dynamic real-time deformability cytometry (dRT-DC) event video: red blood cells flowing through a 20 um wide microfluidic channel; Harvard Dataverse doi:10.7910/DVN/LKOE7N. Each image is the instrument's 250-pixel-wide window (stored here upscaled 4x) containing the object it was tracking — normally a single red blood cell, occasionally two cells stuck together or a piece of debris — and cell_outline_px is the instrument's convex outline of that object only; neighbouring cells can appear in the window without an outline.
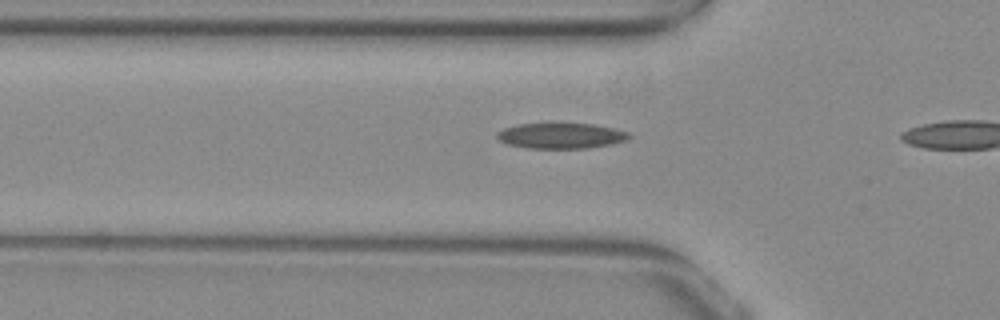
{"species": "common noctule bat (a hibernating species)", "species_latin": "Nyctalus noctula", "temperature_condition": "warm", "stored_images_in_passage": 17, "camera_frame_rate_fps": 3000, "um_per_image_px": 0.085, "animal": {"sex": "female", "body_mass_g": 29.2, "forearm_length_mm": 56.3}, "frame": {"image": 1, "passage_image": 5, "time_ms": 1.333, "image_size_px": [1000, 320], "cell_outline_px": [[632, 136], [628, 140], [612, 144], [588, 148], [528, 148], [508, 144], [500, 140], [496, 136], [496, 132], [504, 128], [520, 124], [552, 120], [556, 120], [592, 124], [612, 128], [628, 132]], "centroid_in_image_um": [47.68, 11.49], "position_along_channel_um": 78.1, "area_um2": 20.58}}
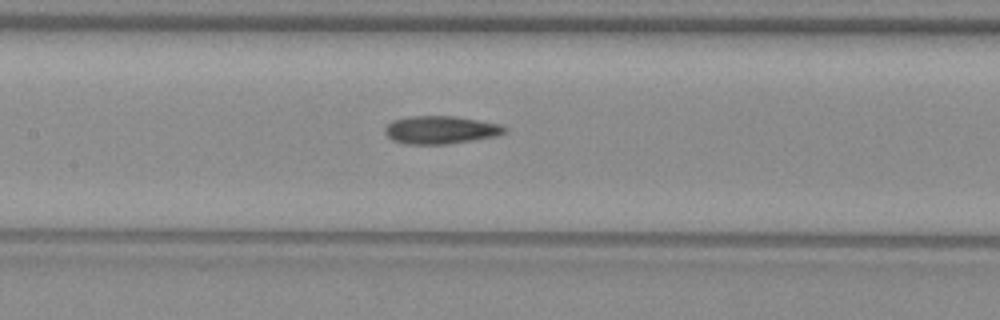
{"frame": {"image": 2, "passage_image": 12, "time_ms": 3.667, "image_size_px": [1000, 320], "cell_outline_px": [[508, 128], [504, 132], [496, 136], [448, 144], [404, 144], [392, 140], [384, 132], [384, 128], [392, 120], [412, 116], [456, 116], [500, 124]], "centroid_in_image_um": [37.43, 11.04], "position_along_channel_um": 170.0, "area_um2": 19.48}}
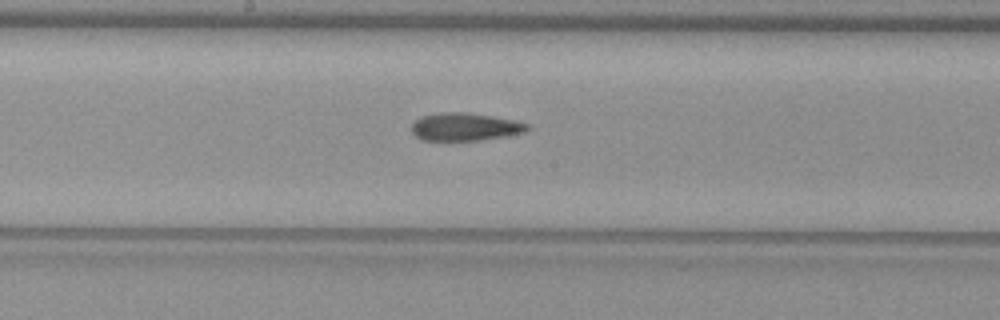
{"frame": {"image": 3, "passage_image": 15, "time_ms": 4.667, "image_size_px": [1000, 320], "cell_outline_px": [[528, 128], [524, 132], [504, 136], [480, 140], [424, 140], [416, 136], [412, 132], [412, 124], [420, 116], [440, 112], [464, 112], [492, 116], [516, 120], [528, 124]], "centroid_in_image_um": [39.5, 10.77], "position_along_channel_um": 208.7, "area_um2": 18.61}}